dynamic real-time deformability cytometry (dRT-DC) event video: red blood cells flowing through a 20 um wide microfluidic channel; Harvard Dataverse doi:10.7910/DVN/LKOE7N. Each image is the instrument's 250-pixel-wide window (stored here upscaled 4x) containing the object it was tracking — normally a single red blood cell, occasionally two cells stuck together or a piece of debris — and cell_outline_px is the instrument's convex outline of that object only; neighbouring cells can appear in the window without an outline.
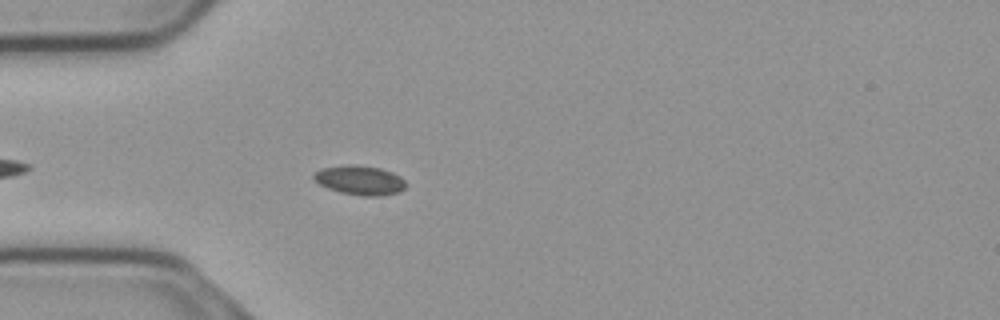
{"species": "common noctule bat (a hibernating species)", "species_latin": "Nyctalus noctula", "temperature_condition": "cold", "stored_images_in_passage": 25, "camera_frame_rate_fps": 3000, "um_per_image_px": 0.085, "animal": {"sex": "male", "body_mass_g": 23.1, "forearm_length_mm": 52.7}, "frame": {"image": 1, "passage_image": 5, "time_ms": 1.333, "image_size_px": [1000, 320], "cell_outline_px": [[408, 184], [400, 192], [380, 196], [360, 196], [340, 192], [328, 188], [320, 184], [312, 176], [320, 168], [348, 164], [356, 164], [380, 168], [392, 172], [400, 176]], "centroid_in_image_um": [30.61, 15.31], "position_along_channel_um": 54.4, "area_um2": 15.9}}
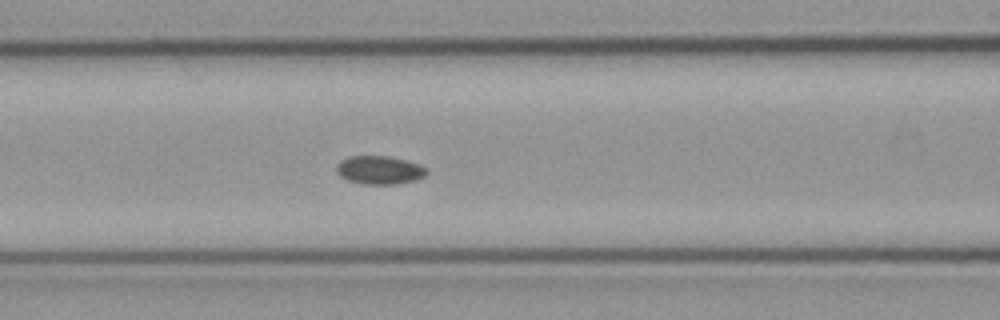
{"frame": {"image": 2, "passage_image": 12, "time_ms": 3.667, "image_size_px": [1000, 320], "cell_outline_px": [[428, 172], [424, 176], [416, 180], [396, 184], [364, 184], [348, 180], [340, 176], [336, 172], [336, 164], [340, 160], [348, 156], [388, 156], [404, 160], [428, 168]], "centroid_in_image_um": [32.23, 14.45], "position_along_channel_um": 134.4, "area_um2": 14.91}}
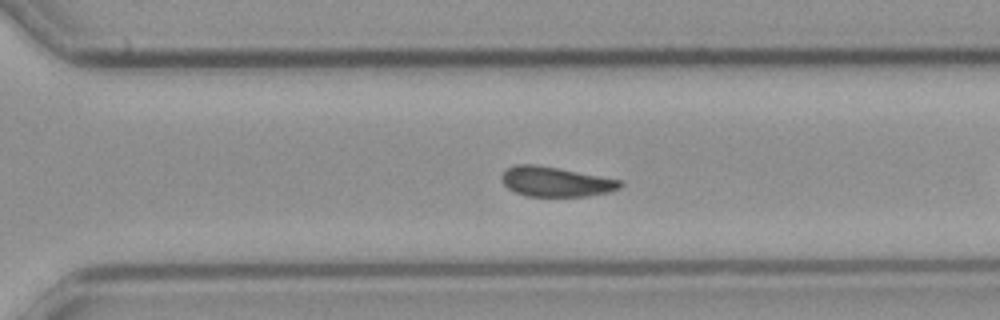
{"frame": {"image": 3, "passage_image": 24, "time_ms": 7.667, "image_size_px": [1000, 320], "cell_outline_px": [[624, 184], [620, 188], [608, 192], [588, 196], [524, 196], [508, 188], [504, 184], [500, 176], [508, 168], [516, 164], [536, 164], [620, 180]], "centroid_in_image_um": [47.21, 15.45], "position_along_channel_um": 323.4, "area_um2": 20.4}}